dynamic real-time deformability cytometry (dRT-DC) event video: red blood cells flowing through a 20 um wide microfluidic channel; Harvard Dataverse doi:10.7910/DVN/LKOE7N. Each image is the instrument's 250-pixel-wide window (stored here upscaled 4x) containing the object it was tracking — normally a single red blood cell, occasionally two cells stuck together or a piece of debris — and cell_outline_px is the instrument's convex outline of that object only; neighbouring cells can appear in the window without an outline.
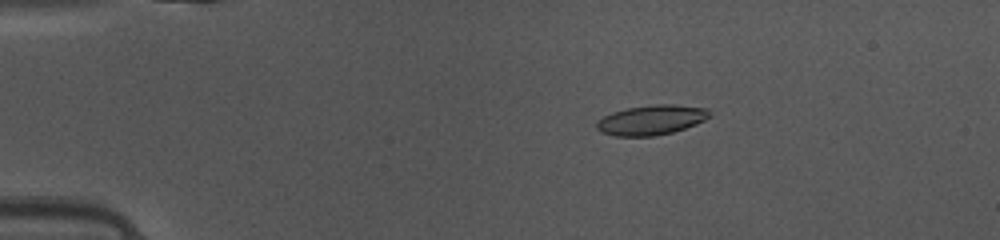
{"species": "common noctule bat (a hibernating species)", "species_latin": "Nyctalus noctula", "temperature_condition": "warm", "stored_images_in_passage": 36, "camera_frame_rate_fps": 3000, "um_per_image_px": 0.085, "animal": {"sex": "female", "body_mass_g": 10.0, "forearm_length_mm": 53.1}, "frame": {"image": 1, "passage_image": 10, "time_ms": 3.0, "image_size_px": [1000, 240], "cell_outline_px": [[712, 116], [696, 124], [672, 132], [656, 136], [616, 136], [600, 132], [596, 128], [596, 120], [612, 112], [628, 108], [656, 104], [672, 104], [708, 108], [712, 112]], "centroid_in_image_um": [55.37, 10.19], "position_along_channel_um": 29.6, "area_um2": 19.77}}
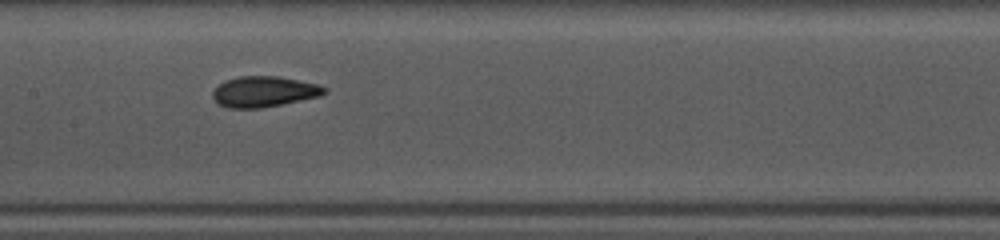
{"frame": {"image": 2, "passage_image": 25, "time_ms": 8.0, "image_size_px": [1000, 240], "cell_outline_px": [[328, 92], [320, 96], [260, 108], [228, 108], [220, 104], [212, 96], [212, 92], [224, 80], [240, 76], [280, 76], [320, 84], [328, 88]], "centroid_in_image_um": [22.49, 7.77], "position_along_channel_um": 184.9, "area_um2": 20.0}}
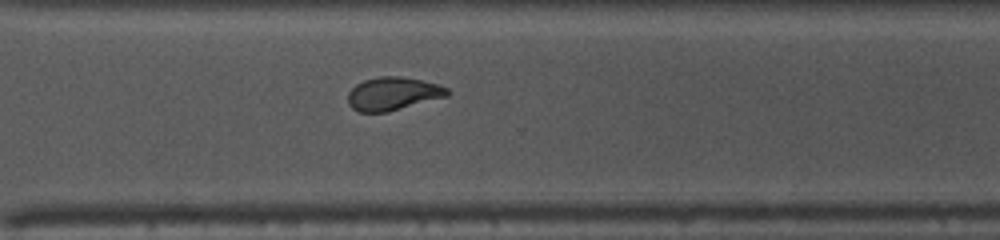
{"frame": {"image": 3, "passage_image": 36, "time_ms": 11.667, "image_size_px": [1000, 240], "cell_outline_px": [[448, 96], [388, 112], [360, 112], [352, 108], [348, 104], [348, 92], [356, 84], [364, 80], [380, 76], [404, 76], [436, 84], [448, 88]], "centroid_in_image_um": [33.38, 7.96], "position_along_channel_um": 337.2, "area_um2": 19.19}}